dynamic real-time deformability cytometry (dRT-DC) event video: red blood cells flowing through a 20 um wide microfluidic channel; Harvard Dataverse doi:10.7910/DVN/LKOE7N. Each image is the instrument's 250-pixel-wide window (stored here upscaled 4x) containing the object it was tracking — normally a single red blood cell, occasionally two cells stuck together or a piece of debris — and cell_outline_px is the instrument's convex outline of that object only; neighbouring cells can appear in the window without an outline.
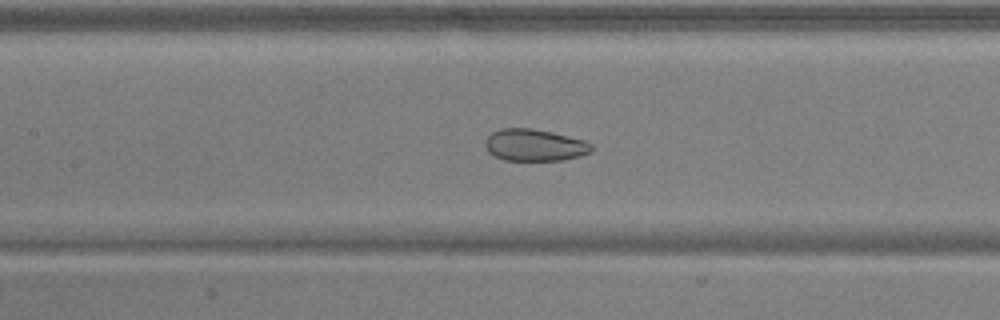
{"species": "common noctule bat (a hibernating species)", "species_latin": "Nyctalus noctula", "temperature_condition": "warm", "stored_images_in_passage": 53, "segment_of_instrument_passage": [1, 2], "camera_frame_rate_fps": 3000, "um_per_image_px": 0.085, "animal": {"sex": "male", "body_mass_g": 17.9, "forearm_length_mm": 54.2}, "frame": {"image": 1, "passage_image": 25, "time_ms": 8.0, "image_size_px": [1000, 320], "cell_outline_px": [[592, 152], [580, 156], [564, 160], [504, 160], [488, 152], [484, 144], [484, 140], [492, 132], [500, 128], [532, 128], [552, 132], [584, 140], [592, 144]], "centroid_in_image_um": [45.43, 12.33], "position_along_channel_um": 162.0, "area_um2": 19.88}}
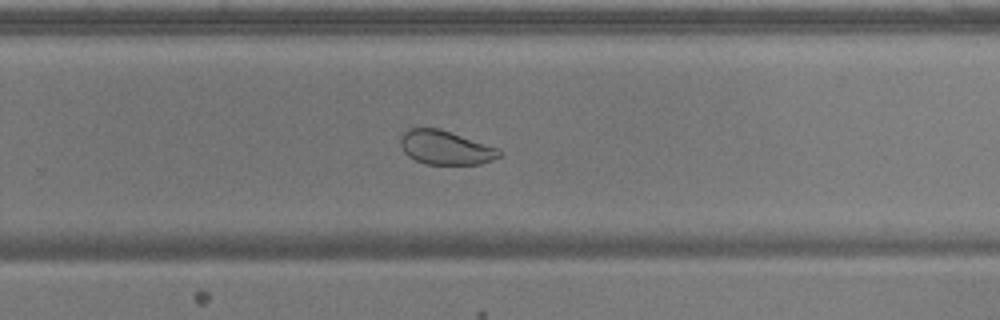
{"frame": {"image": 2, "passage_image": 35, "time_ms": 11.333, "image_size_px": [1000, 320], "cell_outline_px": [[500, 156], [492, 160], [480, 164], [428, 164], [416, 160], [408, 156], [404, 152], [400, 144], [400, 136], [408, 128], [440, 128], [500, 148]], "centroid_in_image_um": [37.87, 12.53], "position_along_channel_um": 291.9, "area_um2": 19.65}}
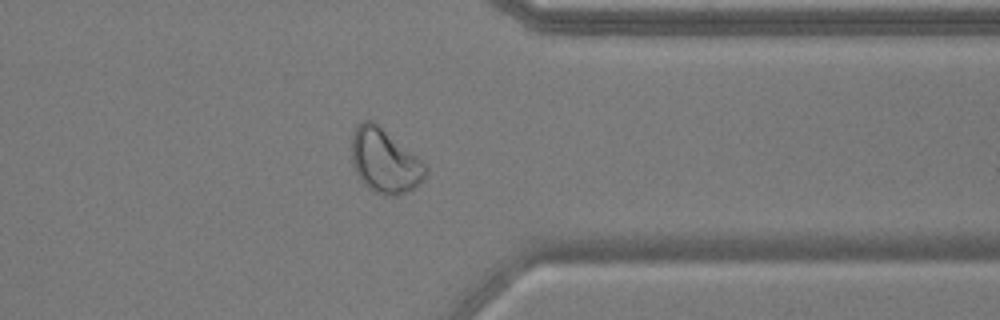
{"frame": {"image": 3, "passage_image": 42, "time_ms": 13.667, "image_size_px": [1000, 320], "cell_outline_px": [[428, 172], [424, 180], [416, 188], [408, 192], [396, 196], [388, 196], [376, 192], [368, 188], [360, 180], [356, 172], [352, 160], [352, 132], [364, 120], [372, 120], [416, 156], [428, 168]], "centroid_in_image_um": [32.71, 13.72], "position_along_channel_um": 378.7, "area_um2": 27.4}}